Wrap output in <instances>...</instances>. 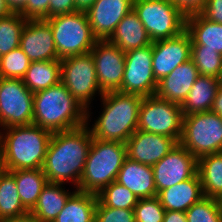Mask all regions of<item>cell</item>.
I'll list each match as a JSON object with an SVG mask.
<instances>
[{
	"mask_svg": "<svg viewBox=\"0 0 222 222\" xmlns=\"http://www.w3.org/2000/svg\"><path fill=\"white\" fill-rule=\"evenodd\" d=\"M92 142L89 125L52 133L42 171L50 183L70 182L77 189Z\"/></svg>",
	"mask_w": 222,
	"mask_h": 222,
	"instance_id": "cell-1",
	"label": "cell"
},
{
	"mask_svg": "<svg viewBox=\"0 0 222 222\" xmlns=\"http://www.w3.org/2000/svg\"><path fill=\"white\" fill-rule=\"evenodd\" d=\"M3 130H0V162L6 171L42 169L52 133L34 124Z\"/></svg>",
	"mask_w": 222,
	"mask_h": 222,
	"instance_id": "cell-2",
	"label": "cell"
},
{
	"mask_svg": "<svg viewBox=\"0 0 222 222\" xmlns=\"http://www.w3.org/2000/svg\"><path fill=\"white\" fill-rule=\"evenodd\" d=\"M33 124L51 133L66 131L86 124V109L59 81L33 95Z\"/></svg>",
	"mask_w": 222,
	"mask_h": 222,
	"instance_id": "cell-3",
	"label": "cell"
},
{
	"mask_svg": "<svg viewBox=\"0 0 222 222\" xmlns=\"http://www.w3.org/2000/svg\"><path fill=\"white\" fill-rule=\"evenodd\" d=\"M143 96L119 91L104 93V109L90 129L92 138L126 143L137 130Z\"/></svg>",
	"mask_w": 222,
	"mask_h": 222,
	"instance_id": "cell-4",
	"label": "cell"
},
{
	"mask_svg": "<svg viewBox=\"0 0 222 222\" xmlns=\"http://www.w3.org/2000/svg\"><path fill=\"white\" fill-rule=\"evenodd\" d=\"M126 158V143L92 138L79 187L76 190L97 195L116 181Z\"/></svg>",
	"mask_w": 222,
	"mask_h": 222,
	"instance_id": "cell-5",
	"label": "cell"
},
{
	"mask_svg": "<svg viewBox=\"0 0 222 222\" xmlns=\"http://www.w3.org/2000/svg\"><path fill=\"white\" fill-rule=\"evenodd\" d=\"M52 30L60 59L89 53L97 39L94 37L86 12L56 15L45 19Z\"/></svg>",
	"mask_w": 222,
	"mask_h": 222,
	"instance_id": "cell-6",
	"label": "cell"
},
{
	"mask_svg": "<svg viewBox=\"0 0 222 222\" xmlns=\"http://www.w3.org/2000/svg\"><path fill=\"white\" fill-rule=\"evenodd\" d=\"M133 10L152 42L176 37L186 30V15L171 0H134Z\"/></svg>",
	"mask_w": 222,
	"mask_h": 222,
	"instance_id": "cell-7",
	"label": "cell"
},
{
	"mask_svg": "<svg viewBox=\"0 0 222 222\" xmlns=\"http://www.w3.org/2000/svg\"><path fill=\"white\" fill-rule=\"evenodd\" d=\"M60 81L79 104L86 109V124H89L90 104L96 94H104L98 85L95 64L91 52L69 56L60 60ZM96 93V94H95ZM93 99V100H92Z\"/></svg>",
	"mask_w": 222,
	"mask_h": 222,
	"instance_id": "cell-8",
	"label": "cell"
},
{
	"mask_svg": "<svg viewBox=\"0 0 222 222\" xmlns=\"http://www.w3.org/2000/svg\"><path fill=\"white\" fill-rule=\"evenodd\" d=\"M179 143L197 159L222 152V117L212 111L183 115Z\"/></svg>",
	"mask_w": 222,
	"mask_h": 222,
	"instance_id": "cell-9",
	"label": "cell"
},
{
	"mask_svg": "<svg viewBox=\"0 0 222 222\" xmlns=\"http://www.w3.org/2000/svg\"><path fill=\"white\" fill-rule=\"evenodd\" d=\"M182 126L181 104L160 99L156 95L143 97L137 130L165 135L179 143Z\"/></svg>",
	"mask_w": 222,
	"mask_h": 222,
	"instance_id": "cell-10",
	"label": "cell"
},
{
	"mask_svg": "<svg viewBox=\"0 0 222 222\" xmlns=\"http://www.w3.org/2000/svg\"><path fill=\"white\" fill-rule=\"evenodd\" d=\"M33 95L22 79L0 77V127L33 124Z\"/></svg>",
	"mask_w": 222,
	"mask_h": 222,
	"instance_id": "cell-11",
	"label": "cell"
},
{
	"mask_svg": "<svg viewBox=\"0 0 222 222\" xmlns=\"http://www.w3.org/2000/svg\"><path fill=\"white\" fill-rule=\"evenodd\" d=\"M158 82L152 69V44L125 53V70L119 92L143 97L156 94Z\"/></svg>",
	"mask_w": 222,
	"mask_h": 222,
	"instance_id": "cell-12",
	"label": "cell"
},
{
	"mask_svg": "<svg viewBox=\"0 0 222 222\" xmlns=\"http://www.w3.org/2000/svg\"><path fill=\"white\" fill-rule=\"evenodd\" d=\"M157 193L192 178L198 172V159L178 143L152 166Z\"/></svg>",
	"mask_w": 222,
	"mask_h": 222,
	"instance_id": "cell-13",
	"label": "cell"
},
{
	"mask_svg": "<svg viewBox=\"0 0 222 222\" xmlns=\"http://www.w3.org/2000/svg\"><path fill=\"white\" fill-rule=\"evenodd\" d=\"M90 52L102 92L119 91L125 70V52L108 40H97Z\"/></svg>",
	"mask_w": 222,
	"mask_h": 222,
	"instance_id": "cell-14",
	"label": "cell"
},
{
	"mask_svg": "<svg viewBox=\"0 0 222 222\" xmlns=\"http://www.w3.org/2000/svg\"><path fill=\"white\" fill-rule=\"evenodd\" d=\"M191 46L186 30L176 37L152 42V69L157 82L191 59Z\"/></svg>",
	"mask_w": 222,
	"mask_h": 222,
	"instance_id": "cell-15",
	"label": "cell"
},
{
	"mask_svg": "<svg viewBox=\"0 0 222 222\" xmlns=\"http://www.w3.org/2000/svg\"><path fill=\"white\" fill-rule=\"evenodd\" d=\"M31 62L61 60L53 33L45 19L27 20L21 33L20 46Z\"/></svg>",
	"mask_w": 222,
	"mask_h": 222,
	"instance_id": "cell-16",
	"label": "cell"
},
{
	"mask_svg": "<svg viewBox=\"0 0 222 222\" xmlns=\"http://www.w3.org/2000/svg\"><path fill=\"white\" fill-rule=\"evenodd\" d=\"M134 0H96L86 11L97 40H108L118 23L133 9Z\"/></svg>",
	"mask_w": 222,
	"mask_h": 222,
	"instance_id": "cell-17",
	"label": "cell"
},
{
	"mask_svg": "<svg viewBox=\"0 0 222 222\" xmlns=\"http://www.w3.org/2000/svg\"><path fill=\"white\" fill-rule=\"evenodd\" d=\"M178 143L171 137L136 130L127 140V157L153 166L166 156Z\"/></svg>",
	"mask_w": 222,
	"mask_h": 222,
	"instance_id": "cell-18",
	"label": "cell"
},
{
	"mask_svg": "<svg viewBox=\"0 0 222 222\" xmlns=\"http://www.w3.org/2000/svg\"><path fill=\"white\" fill-rule=\"evenodd\" d=\"M198 76V69L190 59L158 82L155 95L160 99L182 104Z\"/></svg>",
	"mask_w": 222,
	"mask_h": 222,
	"instance_id": "cell-19",
	"label": "cell"
},
{
	"mask_svg": "<svg viewBox=\"0 0 222 222\" xmlns=\"http://www.w3.org/2000/svg\"><path fill=\"white\" fill-rule=\"evenodd\" d=\"M116 182L128 188L138 199L157 196L152 166L132 161L128 157L118 172Z\"/></svg>",
	"mask_w": 222,
	"mask_h": 222,
	"instance_id": "cell-20",
	"label": "cell"
},
{
	"mask_svg": "<svg viewBox=\"0 0 222 222\" xmlns=\"http://www.w3.org/2000/svg\"><path fill=\"white\" fill-rule=\"evenodd\" d=\"M157 197L165 211L186 212L204 197L198 172L190 179L159 191Z\"/></svg>",
	"mask_w": 222,
	"mask_h": 222,
	"instance_id": "cell-21",
	"label": "cell"
},
{
	"mask_svg": "<svg viewBox=\"0 0 222 222\" xmlns=\"http://www.w3.org/2000/svg\"><path fill=\"white\" fill-rule=\"evenodd\" d=\"M186 31L192 39L191 49H211L222 55V24L194 13L186 16Z\"/></svg>",
	"mask_w": 222,
	"mask_h": 222,
	"instance_id": "cell-22",
	"label": "cell"
},
{
	"mask_svg": "<svg viewBox=\"0 0 222 222\" xmlns=\"http://www.w3.org/2000/svg\"><path fill=\"white\" fill-rule=\"evenodd\" d=\"M108 41L125 53L152 44L144 25L133 9L118 23Z\"/></svg>",
	"mask_w": 222,
	"mask_h": 222,
	"instance_id": "cell-23",
	"label": "cell"
},
{
	"mask_svg": "<svg viewBox=\"0 0 222 222\" xmlns=\"http://www.w3.org/2000/svg\"><path fill=\"white\" fill-rule=\"evenodd\" d=\"M219 85V78L199 75L181 104L183 115L210 111Z\"/></svg>",
	"mask_w": 222,
	"mask_h": 222,
	"instance_id": "cell-24",
	"label": "cell"
},
{
	"mask_svg": "<svg viewBox=\"0 0 222 222\" xmlns=\"http://www.w3.org/2000/svg\"><path fill=\"white\" fill-rule=\"evenodd\" d=\"M63 184L47 182L43 187L37 204L30 211L39 222H53L64 208L66 201L76 191L69 192Z\"/></svg>",
	"mask_w": 222,
	"mask_h": 222,
	"instance_id": "cell-25",
	"label": "cell"
},
{
	"mask_svg": "<svg viewBox=\"0 0 222 222\" xmlns=\"http://www.w3.org/2000/svg\"><path fill=\"white\" fill-rule=\"evenodd\" d=\"M97 195L76 190L53 222H95Z\"/></svg>",
	"mask_w": 222,
	"mask_h": 222,
	"instance_id": "cell-26",
	"label": "cell"
},
{
	"mask_svg": "<svg viewBox=\"0 0 222 222\" xmlns=\"http://www.w3.org/2000/svg\"><path fill=\"white\" fill-rule=\"evenodd\" d=\"M9 172L14 176L21 203L31 211L48 182L44 172L42 169H19Z\"/></svg>",
	"mask_w": 222,
	"mask_h": 222,
	"instance_id": "cell-27",
	"label": "cell"
},
{
	"mask_svg": "<svg viewBox=\"0 0 222 222\" xmlns=\"http://www.w3.org/2000/svg\"><path fill=\"white\" fill-rule=\"evenodd\" d=\"M198 174L204 197L218 199L222 195V152L199 158Z\"/></svg>",
	"mask_w": 222,
	"mask_h": 222,
	"instance_id": "cell-28",
	"label": "cell"
},
{
	"mask_svg": "<svg viewBox=\"0 0 222 222\" xmlns=\"http://www.w3.org/2000/svg\"><path fill=\"white\" fill-rule=\"evenodd\" d=\"M22 80L33 93L52 87L60 81V60L31 62Z\"/></svg>",
	"mask_w": 222,
	"mask_h": 222,
	"instance_id": "cell-29",
	"label": "cell"
},
{
	"mask_svg": "<svg viewBox=\"0 0 222 222\" xmlns=\"http://www.w3.org/2000/svg\"><path fill=\"white\" fill-rule=\"evenodd\" d=\"M28 210L21 203L14 176L5 171L0 177V221L23 215Z\"/></svg>",
	"mask_w": 222,
	"mask_h": 222,
	"instance_id": "cell-30",
	"label": "cell"
},
{
	"mask_svg": "<svg viewBox=\"0 0 222 222\" xmlns=\"http://www.w3.org/2000/svg\"><path fill=\"white\" fill-rule=\"evenodd\" d=\"M27 19L19 13L0 18V57L20 46V37Z\"/></svg>",
	"mask_w": 222,
	"mask_h": 222,
	"instance_id": "cell-31",
	"label": "cell"
},
{
	"mask_svg": "<svg viewBox=\"0 0 222 222\" xmlns=\"http://www.w3.org/2000/svg\"><path fill=\"white\" fill-rule=\"evenodd\" d=\"M97 201L106 207L134 210L138 198L128 188L114 181L97 194Z\"/></svg>",
	"mask_w": 222,
	"mask_h": 222,
	"instance_id": "cell-32",
	"label": "cell"
},
{
	"mask_svg": "<svg viewBox=\"0 0 222 222\" xmlns=\"http://www.w3.org/2000/svg\"><path fill=\"white\" fill-rule=\"evenodd\" d=\"M30 63L20 47L13 49L0 57V77L23 79Z\"/></svg>",
	"mask_w": 222,
	"mask_h": 222,
	"instance_id": "cell-33",
	"label": "cell"
},
{
	"mask_svg": "<svg viewBox=\"0 0 222 222\" xmlns=\"http://www.w3.org/2000/svg\"><path fill=\"white\" fill-rule=\"evenodd\" d=\"M185 214L187 222H222V206L215 198L203 197Z\"/></svg>",
	"mask_w": 222,
	"mask_h": 222,
	"instance_id": "cell-34",
	"label": "cell"
},
{
	"mask_svg": "<svg viewBox=\"0 0 222 222\" xmlns=\"http://www.w3.org/2000/svg\"><path fill=\"white\" fill-rule=\"evenodd\" d=\"M191 60L199 75L220 78L222 73V55L211 49H191Z\"/></svg>",
	"mask_w": 222,
	"mask_h": 222,
	"instance_id": "cell-35",
	"label": "cell"
},
{
	"mask_svg": "<svg viewBox=\"0 0 222 222\" xmlns=\"http://www.w3.org/2000/svg\"><path fill=\"white\" fill-rule=\"evenodd\" d=\"M135 222H163L165 210L157 196L138 199L134 207Z\"/></svg>",
	"mask_w": 222,
	"mask_h": 222,
	"instance_id": "cell-36",
	"label": "cell"
},
{
	"mask_svg": "<svg viewBox=\"0 0 222 222\" xmlns=\"http://www.w3.org/2000/svg\"><path fill=\"white\" fill-rule=\"evenodd\" d=\"M95 222H135L134 210L106 207L97 201Z\"/></svg>",
	"mask_w": 222,
	"mask_h": 222,
	"instance_id": "cell-37",
	"label": "cell"
},
{
	"mask_svg": "<svg viewBox=\"0 0 222 222\" xmlns=\"http://www.w3.org/2000/svg\"><path fill=\"white\" fill-rule=\"evenodd\" d=\"M50 0H27L25 8L19 13L27 20L49 18Z\"/></svg>",
	"mask_w": 222,
	"mask_h": 222,
	"instance_id": "cell-38",
	"label": "cell"
},
{
	"mask_svg": "<svg viewBox=\"0 0 222 222\" xmlns=\"http://www.w3.org/2000/svg\"><path fill=\"white\" fill-rule=\"evenodd\" d=\"M206 19L222 24V0H207L200 12Z\"/></svg>",
	"mask_w": 222,
	"mask_h": 222,
	"instance_id": "cell-39",
	"label": "cell"
},
{
	"mask_svg": "<svg viewBox=\"0 0 222 222\" xmlns=\"http://www.w3.org/2000/svg\"><path fill=\"white\" fill-rule=\"evenodd\" d=\"M186 16L200 13L207 0H171Z\"/></svg>",
	"mask_w": 222,
	"mask_h": 222,
	"instance_id": "cell-40",
	"label": "cell"
},
{
	"mask_svg": "<svg viewBox=\"0 0 222 222\" xmlns=\"http://www.w3.org/2000/svg\"><path fill=\"white\" fill-rule=\"evenodd\" d=\"M73 12H76L74 0H50L49 18Z\"/></svg>",
	"mask_w": 222,
	"mask_h": 222,
	"instance_id": "cell-41",
	"label": "cell"
},
{
	"mask_svg": "<svg viewBox=\"0 0 222 222\" xmlns=\"http://www.w3.org/2000/svg\"><path fill=\"white\" fill-rule=\"evenodd\" d=\"M163 222H187L185 212L165 211Z\"/></svg>",
	"mask_w": 222,
	"mask_h": 222,
	"instance_id": "cell-42",
	"label": "cell"
},
{
	"mask_svg": "<svg viewBox=\"0 0 222 222\" xmlns=\"http://www.w3.org/2000/svg\"><path fill=\"white\" fill-rule=\"evenodd\" d=\"M210 111L222 117V85L221 84L218 87L217 94L215 96V99L213 101Z\"/></svg>",
	"mask_w": 222,
	"mask_h": 222,
	"instance_id": "cell-43",
	"label": "cell"
},
{
	"mask_svg": "<svg viewBox=\"0 0 222 222\" xmlns=\"http://www.w3.org/2000/svg\"><path fill=\"white\" fill-rule=\"evenodd\" d=\"M12 13H20L26 6L27 0H5Z\"/></svg>",
	"mask_w": 222,
	"mask_h": 222,
	"instance_id": "cell-44",
	"label": "cell"
},
{
	"mask_svg": "<svg viewBox=\"0 0 222 222\" xmlns=\"http://www.w3.org/2000/svg\"><path fill=\"white\" fill-rule=\"evenodd\" d=\"M0 222H39V221L35 218V216L30 211H28L27 213H25L23 215H19V216H15L13 218L5 219Z\"/></svg>",
	"mask_w": 222,
	"mask_h": 222,
	"instance_id": "cell-45",
	"label": "cell"
},
{
	"mask_svg": "<svg viewBox=\"0 0 222 222\" xmlns=\"http://www.w3.org/2000/svg\"><path fill=\"white\" fill-rule=\"evenodd\" d=\"M96 0H74L75 10L86 12Z\"/></svg>",
	"mask_w": 222,
	"mask_h": 222,
	"instance_id": "cell-46",
	"label": "cell"
},
{
	"mask_svg": "<svg viewBox=\"0 0 222 222\" xmlns=\"http://www.w3.org/2000/svg\"><path fill=\"white\" fill-rule=\"evenodd\" d=\"M12 12L8 8L5 0H0V18H4L8 15H10Z\"/></svg>",
	"mask_w": 222,
	"mask_h": 222,
	"instance_id": "cell-47",
	"label": "cell"
},
{
	"mask_svg": "<svg viewBox=\"0 0 222 222\" xmlns=\"http://www.w3.org/2000/svg\"><path fill=\"white\" fill-rule=\"evenodd\" d=\"M6 171V169L3 167L2 163L0 162V177L2 174Z\"/></svg>",
	"mask_w": 222,
	"mask_h": 222,
	"instance_id": "cell-48",
	"label": "cell"
},
{
	"mask_svg": "<svg viewBox=\"0 0 222 222\" xmlns=\"http://www.w3.org/2000/svg\"><path fill=\"white\" fill-rule=\"evenodd\" d=\"M217 200H218V203L222 206V195Z\"/></svg>",
	"mask_w": 222,
	"mask_h": 222,
	"instance_id": "cell-49",
	"label": "cell"
},
{
	"mask_svg": "<svg viewBox=\"0 0 222 222\" xmlns=\"http://www.w3.org/2000/svg\"><path fill=\"white\" fill-rule=\"evenodd\" d=\"M219 81H220V84L222 85V73H221V76L219 78Z\"/></svg>",
	"mask_w": 222,
	"mask_h": 222,
	"instance_id": "cell-50",
	"label": "cell"
}]
</instances>
